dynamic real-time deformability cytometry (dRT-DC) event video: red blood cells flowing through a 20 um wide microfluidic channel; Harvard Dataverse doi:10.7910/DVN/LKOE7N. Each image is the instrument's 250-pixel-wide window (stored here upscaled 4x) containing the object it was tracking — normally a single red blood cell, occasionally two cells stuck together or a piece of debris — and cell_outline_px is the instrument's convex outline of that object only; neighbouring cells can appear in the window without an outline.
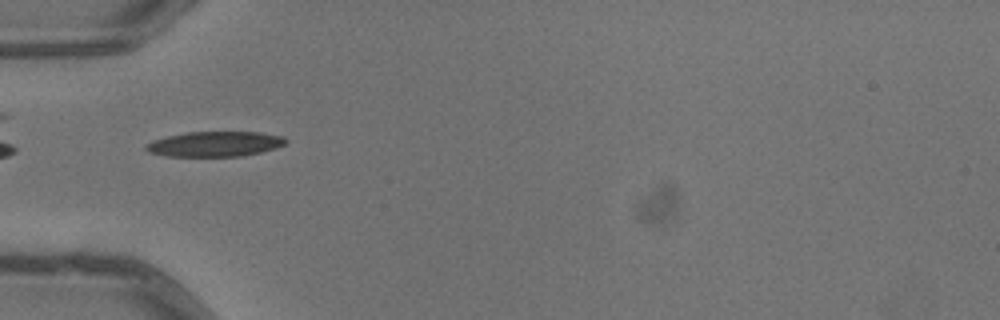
{"species": "common noctule bat (a hibernating species)", "species_latin": "Nyctalus noctula", "temperature_condition": "warm", "stored_images_in_passage": 2, "camera_frame_rate_fps": 3000, "um_per_image_px": 0.085, "animal": {"sex": "male", "body_mass_g": 13.3}, "frame": {"image": 1, "passage_image": 2, "time_ms": 0.333, "image_size_px": [1000, 320], "cell_outline_px": [[288, 140], [284, 144], [276, 148], [260, 152], [240, 156], [164, 156], [148, 152], [144, 148], [144, 144], [152, 140], [168, 136], [188, 132], [260, 132], [284, 136]], "centroid_in_image_um": [18.24, 12.24], "position_along_channel_um": 66.8, "area_um2": 20.52}}